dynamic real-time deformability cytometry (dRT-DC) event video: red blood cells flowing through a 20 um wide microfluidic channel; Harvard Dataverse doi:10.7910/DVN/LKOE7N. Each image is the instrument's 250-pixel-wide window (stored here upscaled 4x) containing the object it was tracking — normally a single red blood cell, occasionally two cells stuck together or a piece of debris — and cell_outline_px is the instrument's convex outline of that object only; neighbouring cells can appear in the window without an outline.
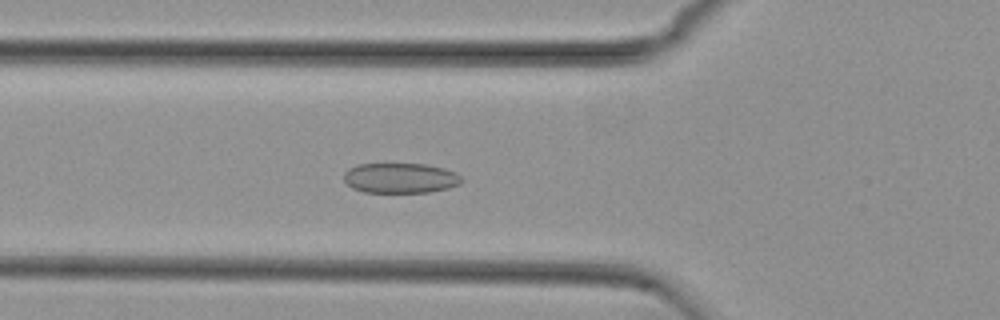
{"species": "common noctule bat (a hibernating species)", "species_latin": "Nyctalus noctula", "temperature_condition": "cold", "stored_images_in_passage": 44, "camera_frame_rate_fps": 3000, "um_per_image_px": 0.085, "animal": {"sex": "female", "body_mass_g": 29.2, "forearm_length_mm": 56.3}, "frame": {"image": 1, "passage_image": 8, "time_ms": 2.333, "image_size_px": [1000, 320], "cell_outline_px": [[464, 180], [460, 184], [448, 188], [428, 192], [364, 192], [352, 188], [344, 180], [344, 172], [348, 168], [356, 164], [428, 164], [444, 168], [456, 172]], "centroid_in_image_um": [34.04, 15.12], "position_along_channel_um": 91.8, "area_um2": 20.81}}
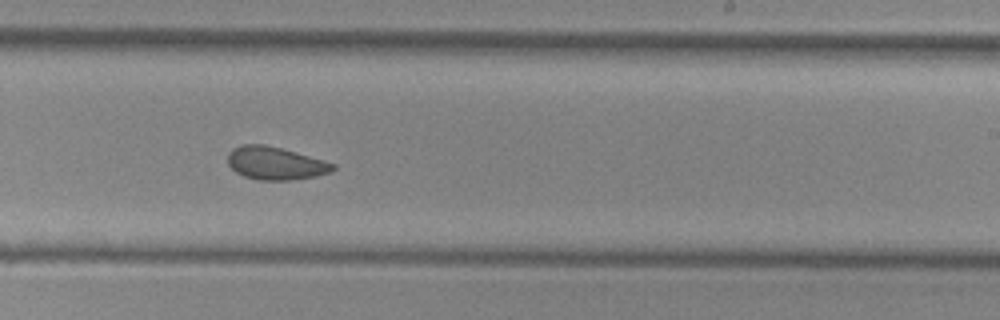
{"frame": {"image": 2, "passage_image": 22, "time_ms": 7.0, "image_size_px": [1000, 320], "cell_outline_px": [[336, 168], [332, 172], [316, 176], [288, 180], [260, 180], [244, 176], [236, 172], [228, 164], [228, 152], [232, 148], [244, 144], [264, 144], [296, 152], [324, 160], [336, 164]], "centroid_in_image_um": [23.42, 13.87], "position_along_channel_um": 265.6, "area_um2": 20.17}}
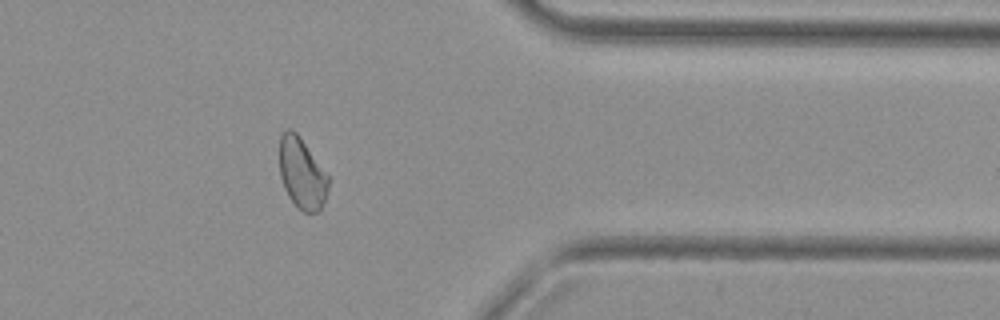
{"frame": {"image": 3, "passage_image": 33, "time_ms": 10.667, "image_size_px": [1000, 320], "cell_outline_px": [[328, 188], [320, 212], [304, 212], [296, 208], [288, 196], [284, 188], [280, 176], [280, 136], [288, 128], [292, 128], [300, 136], [328, 176]], "centroid_in_image_um": [25.65, 14.75], "position_along_channel_um": 385.8, "area_um2": 20.17}, "authors_computed_cell_mechanics": {"area_um2": 20.7791, "velocity_mm_per_s": 3.7196, "shape_relaxation_time_tau1_ms": null, "shape_relaxation_time_tau2_ms": 2.1738, "deformation_change_tau1": null, "deformation_change_tau2": 0.0691}}